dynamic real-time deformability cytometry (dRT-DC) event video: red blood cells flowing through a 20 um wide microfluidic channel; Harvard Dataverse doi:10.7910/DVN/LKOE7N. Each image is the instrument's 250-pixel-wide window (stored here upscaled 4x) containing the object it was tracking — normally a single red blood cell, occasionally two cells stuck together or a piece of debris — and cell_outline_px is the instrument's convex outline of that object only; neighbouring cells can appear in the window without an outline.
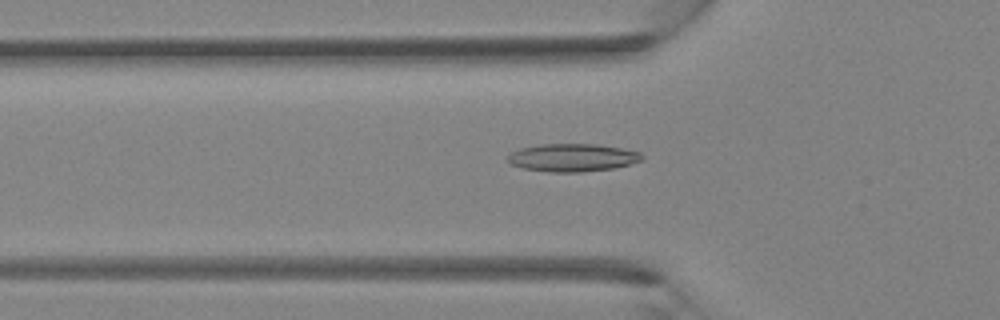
{"species": "Egyptian fruit bat (a non-hibernating species)", "species_latin": "Rousettus aegyptiacus", "temperature_condition": "room temperature", "stored_images_in_passage": 40, "camera_frame_rate_fps": 3000, "um_per_image_px": 0.085, "animal": {"sex": "female"}, "frame": {"image": 1, "passage_image": 14, "time_ms": 4.333, "image_size_px": [1000, 320], "cell_outline_px": [[644, 160], [612, 168], [580, 172], [548, 172], [520, 168], [508, 164], [508, 156], [512, 152], [520, 148], [540, 144], [600, 144], [640, 152], [644, 156]], "centroid_in_image_um": [48.63, 13.4], "position_along_channel_um": 77.2, "area_um2": 21.91}}
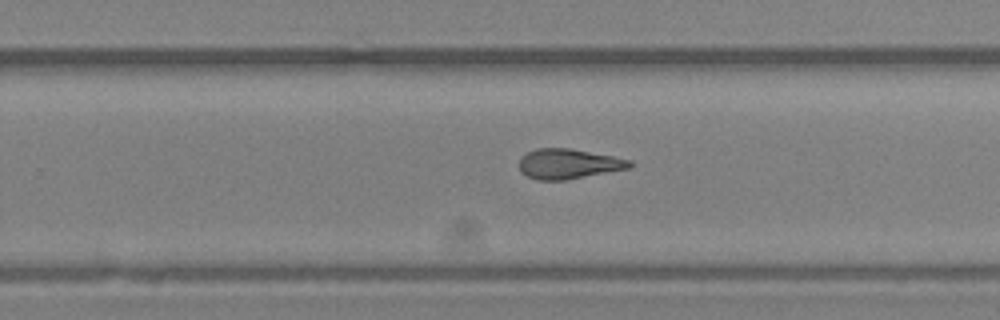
{"frame": {"image": 2, "passage_image": 26, "time_ms": 8.333, "image_size_px": [1000, 320], "cell_outline_px": [[632, 168], [564, 180], [536, 180], [520, 172], [520, 156], [536, 148], [568, 148], [612, 156], [632, 160]], "centroid_in_image_um": [48.32, 13.93], "position_along_channel_um": 281.5, "area_um2": 19.31}}
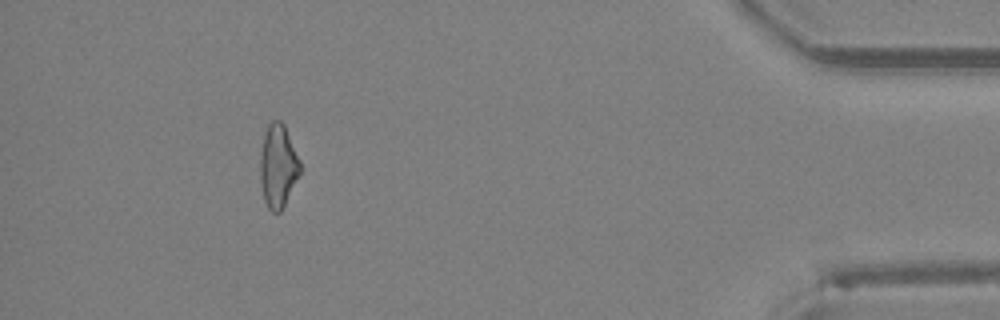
{"frame": {"image": 3, "passage_image": 37, "time_ms": 12.0, "image_size_px": [1000, 320], "cell_outline_px": [[300, 172], [280, 212], [272, 212], [268, 208], [264, 200], [260, 180], [260, 156], [264, 132], [268, 124], [272, 120], [280, 120], [284, 124], [300, 160]], "centroid_in_image_um": [23.61, 14.07], "position_along_channel_um": 411.6, "area_um2": 19.19}}